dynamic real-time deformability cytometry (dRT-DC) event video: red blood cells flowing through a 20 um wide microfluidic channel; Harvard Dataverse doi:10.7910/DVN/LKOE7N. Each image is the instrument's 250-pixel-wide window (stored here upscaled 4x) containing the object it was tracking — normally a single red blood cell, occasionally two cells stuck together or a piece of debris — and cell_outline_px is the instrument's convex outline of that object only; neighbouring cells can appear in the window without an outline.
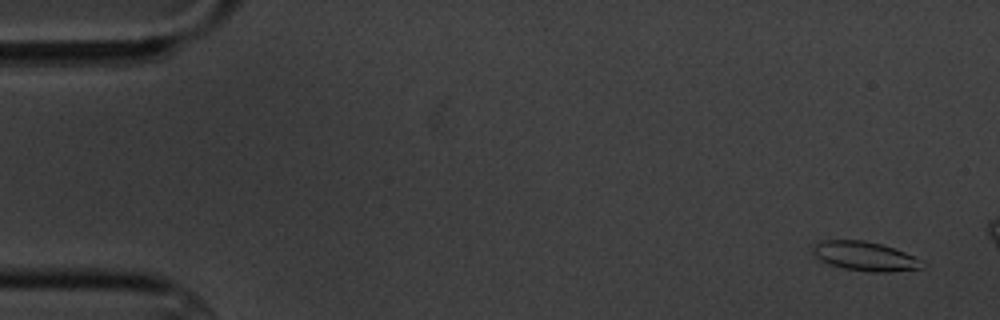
{"species": "common noctule bat (a hibernating species)", "species_latin": "Nyctalus noctula", "temperature_condition": "cold", "stored_images_in_passage": 5, "camera_frame_rate_fps": 3000, "um_per_image_px": 0.085, "animal": {"sex": "male", "body_mass_g": 20.1, "forearm_length_mm": 53.5}, "frame": {"image": 1, "passage_image": 1, "time_ms": 0.0, "image_size_px": [1000, 320], "cell_outline_px": [[924, 268], [888, 272], [872, 272], [844, 268], [828, 264], [820, 260], [812, 252], [812, 244], [820, 240], [864, 240], [880, 244], [904, 252], [920, 260]], "centroid_in_image_um": [73.45, 21.77], "position_along_channel_um": 11.5, "area_um2": 18.5}}